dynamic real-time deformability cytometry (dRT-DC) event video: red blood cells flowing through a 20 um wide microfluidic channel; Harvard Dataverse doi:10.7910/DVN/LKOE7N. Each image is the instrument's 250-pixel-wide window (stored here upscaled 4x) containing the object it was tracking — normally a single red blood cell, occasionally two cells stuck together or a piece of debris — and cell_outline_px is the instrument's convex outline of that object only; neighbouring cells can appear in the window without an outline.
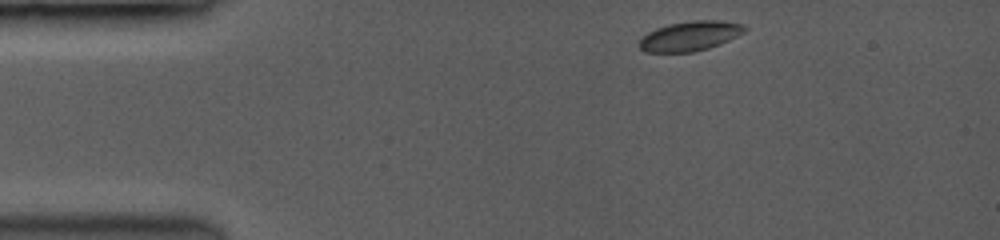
{"species": "common noctule bat (a hibernating species)", "species_latin": "Nyctalus noctula", "temperature_condition": "room temperature", "stored_images_in_passage": 8, "camera_frame_rate_fps": 3500, "um_per_image_px": 0.085, "animal": {"sex": "female", "body_mass_g": 19.0, "forearm_length_mm": 53.3}, "frame": {"image": 1, "passage_image": 1, "time_ms": 0.0, "image_size_px": [1000, 240], "cell_outline_px": [[744, 28], [736, 36], [728, 40], [708, 48], [692, 52], [648, 52], [640, 48], [640, 40], [648, 32], [656, 28], [668, 24], [692, 20], [716, 20], [740, 24]], "centroid_in_image_um": [58.58, 3.06], "position_along_channel_um": 26.4, "area_um2": 17.69}}
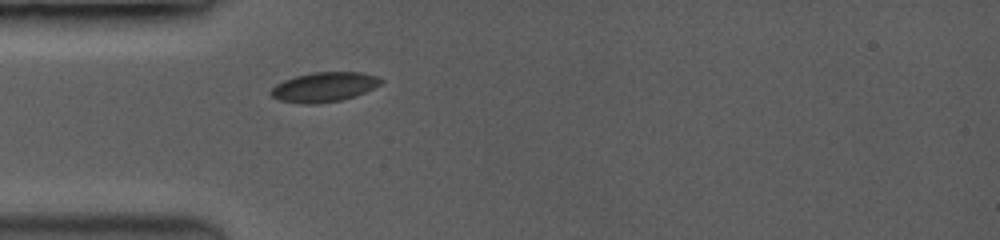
{"frame": {"image": 2, "passage_image": 5, "time_ms": 2.286, "image_size_px": [1000, 240], "cell_outline_px": [[384, 80], [380, 84], [364, 92], [340, 100], [312, 104], [280, 100], [272, 96], [272, 88], [276, 84], [284, 80], [296, 76], [312, 72], [360, 72], [376, 76]], "centroid_in_image_um": [27.56, 7.37], "position_along_channel_um": 57.4, "area_um2": 18.5}}
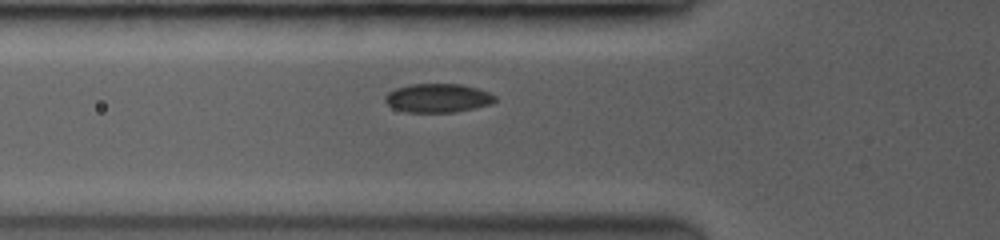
{"frame": {"image": 3, "passage_image": 7, "time_ms": 3.143, "image_size_px": [1000, 240], "cell_outline_px": [[496, 100], [488, 104], [472, 108], [452, 112], [404, 112], [388, 104], [384, 100], [384, 96], [388, 92], [396, 88], [408, 84], [460, 84], [476, 88], [488, 92], [496, 96]], "centroid_in_image_um": [37.17, 8.32], "position_along_channel_um": 88.6, "area_um2": 18.21}}